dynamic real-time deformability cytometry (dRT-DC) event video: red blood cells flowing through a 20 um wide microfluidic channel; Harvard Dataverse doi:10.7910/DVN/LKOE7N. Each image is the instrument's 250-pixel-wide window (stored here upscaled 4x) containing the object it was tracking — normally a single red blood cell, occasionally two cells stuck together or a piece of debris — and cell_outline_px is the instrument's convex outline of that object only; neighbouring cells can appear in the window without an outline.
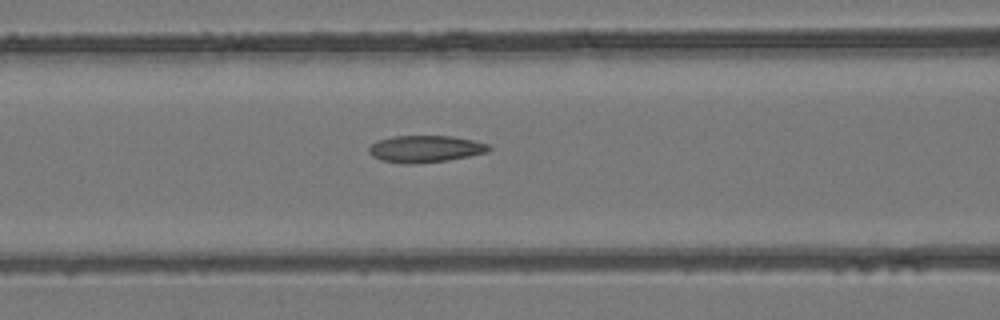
{"species": "common noctule bat (a hibernating species)", "species_latin": "Nyctalus noctula", "temperature_condition": "room temperature", "stored_images_in_passage": 15, "camera_frame_rate_fps": 3000, "um_per_image_px": 0.085, "animal": {"sex": "female", "body_mass_g": 24.6, "forearm_length_mm": 56.2}, "frame": {"image": 1, "passage_image": 5, "time_ms": 1.333, "image_size_px": [1000, 320], "cell_outline_px": [[492, 148], [488, 152], [448, 160], [416, 164], [404, 164], [380, 160], [372, 156], [368, 152], [368, 148], [376, 140], [392, 136], [452, 136], [472, 140], [488, 144]], "centroid_in_image_um": [36.12, 12.66], "position_along_channel_um": 130.5, "area_um2": 18.96}}
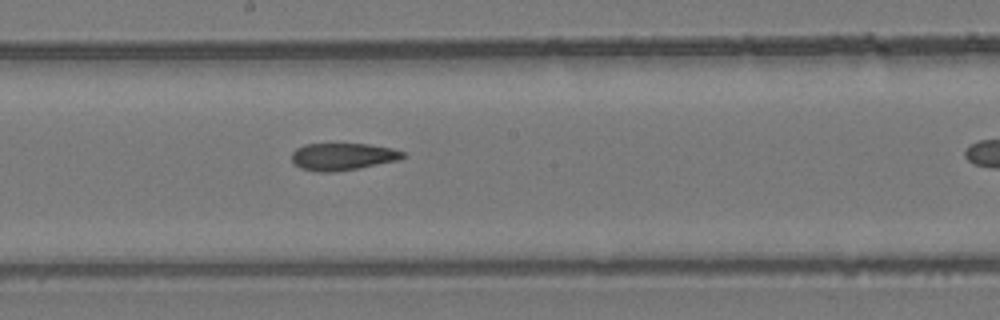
{"frame": {"image": 2, "passage_image": 11, "time_ms": 3.333, "image_size_px": [1000, 320], "cell_outline_px": [[404, 156], [396, 160], [356, 168], [332, 172], [316, 172], [300, 168], [292, 160], [292, 152], [296, 148], [304, 144], [368, 144], [392, 148], [404, 152]], "centroid_in_image_um": [29.07, 13.3], "position_along_channel_um": 219.1, "area_um2": 17.34}}
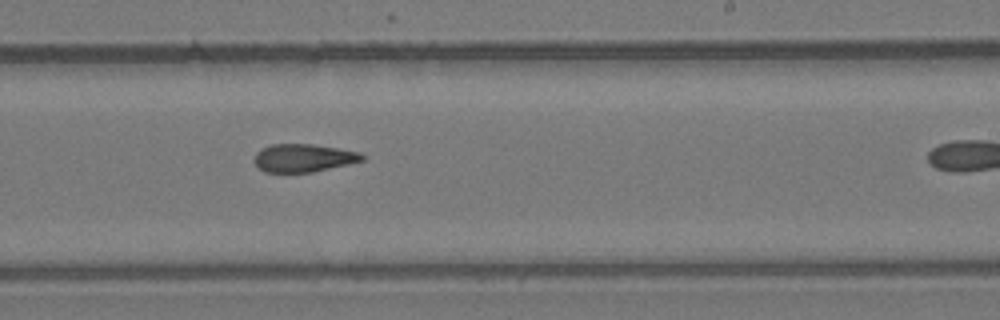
{"frame": {"image": 3, "passage_image": 14, "time_ms": 4.333, "image_size_px": [1000, 320], "cell_outline_px": [[364, 160], [348, 164], [312, 172], [264, 172], [252, 160], [256, 152], [260, 148], [272, 144], [312, 144], [360, 152], [364, 156]], "centroid_in_image_um": [25.75, 13.42], "position_along_channel_um": 263.2, "area_um2": 17.57}}